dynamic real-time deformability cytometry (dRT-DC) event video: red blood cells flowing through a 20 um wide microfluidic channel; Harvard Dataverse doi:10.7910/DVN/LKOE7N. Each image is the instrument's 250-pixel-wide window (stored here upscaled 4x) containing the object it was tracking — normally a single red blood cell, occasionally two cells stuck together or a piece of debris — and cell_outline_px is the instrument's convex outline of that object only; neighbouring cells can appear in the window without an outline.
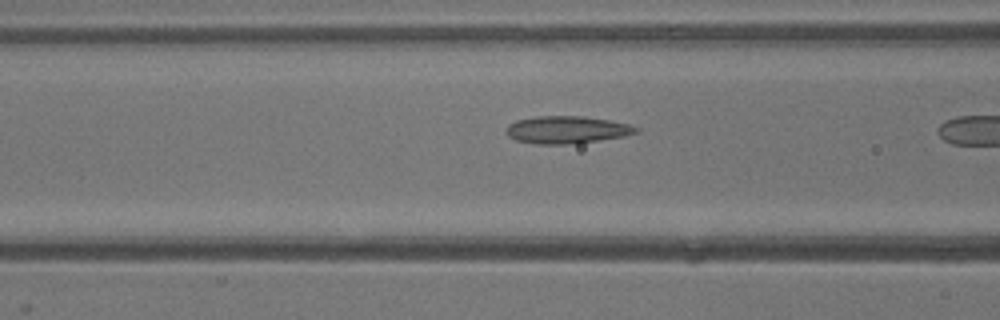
{"species": "common noctule bat (a hibernating species)", "species_latin": "Nyctalus noctula", "temperature_condition": "warm", "stored_images_in_passage": 8, "camera_frame_rate_fps": 3000, "um_per_image_px": 0.085, "animal": {"sex": "male", "body_mass_g": 13.3}, "frame": {"image": 1, "passage_image": 7, "time_ms": 2.0, "image_size_px": [1000, 320], "cell_outline_px": [[640, 132], [624, 136], [596, 140], [564, 144], [536, 144], [516, 140], [508, 136], [504, 132], [508, 124], [516, 120], [536, 116], [584, 116], [608, 120], [628, 124], [640, 128]], "centroid_in_image_um": [48.14, 11.02], "position_along_channel_um": 118.5, "area_um2": 20.69}}